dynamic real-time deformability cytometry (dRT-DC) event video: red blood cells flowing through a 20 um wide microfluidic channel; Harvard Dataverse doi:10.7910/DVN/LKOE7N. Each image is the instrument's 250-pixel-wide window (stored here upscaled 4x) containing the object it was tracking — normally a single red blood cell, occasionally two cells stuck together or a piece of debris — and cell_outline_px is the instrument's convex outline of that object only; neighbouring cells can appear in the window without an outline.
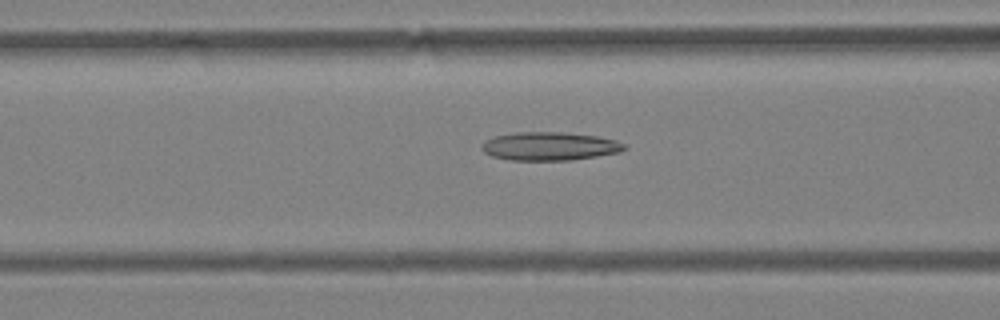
{"species": "Egyptian fruit bat (a non-hibernating species)", "species_latin": "Rousettus aegyptiacus", "temperature_condition": "warm", "stored_images_in_passage": 41, "camera_frame_rate_fps": 3000, "um_per_image_px": 0.085, "animal": {"sex": "female"}, "frame": {"image": 1, "passage_image": 9, "time_ms": 2.667, "image_size_px": [1000, 320], "cell_outline_px": [[628, 148], [620, 152], [572, 160], [508, 160], [492, 156], [484, 152], [480, 148], [480, 144], [484, 140], [496, 136], [516, 132], [560, 132], [596, 136], [616, 140], [628, 144]], "centroid_in_image_um": [46.72, 12.43], "position_along_channel_um": 119.9, "area_um2": 23.76}}
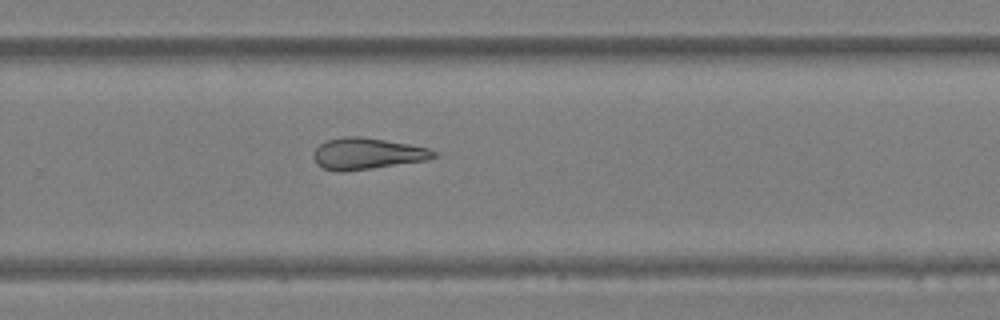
{"frame": {"image": 2, "passage_image": 23, "time_ms": 7.333, "image_size_px": [1000, 320], "cell_outline_px": [[436, 156], [428, 160], [344, 172], [340, 172], [324, 168], [316, 164], [312, 156], [316, 148], [320, 144], [328, 140], [344, 136], [360, 136], [408, 144], [428, 148], [436, 152]], "centroid_in_image_um": [31.18, 13.06], "position_along_channel_um": 298.6, "area_um2": 21.91}}
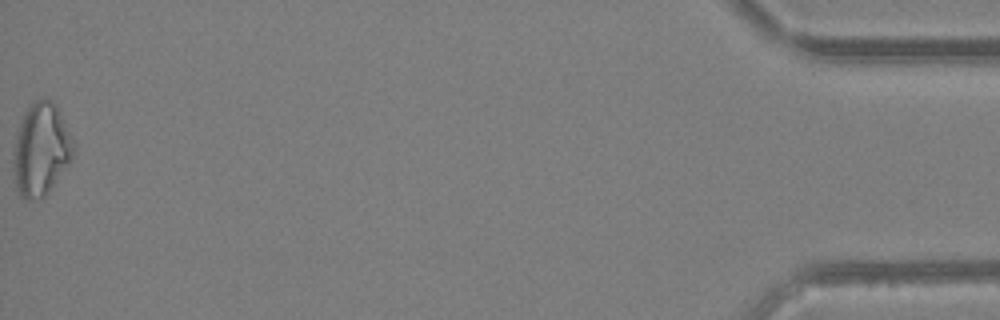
{"frame": {"image": 3, "passage_image": 41, "time_ms": 13.333, "image_size_px": [1000, 320], "cell_outline_px": [[76, 152], [68, 164], [44, 196], [40, 200], [24, 200], [20, 196], [16, 188], [12, 168], [12, 152], [16, 132], [24, 112], [28, 104], [36, 100], [52, 100], [56, 104], [60, 112], [76, 148]], "centroid_in_image_um": [3.45, 12.71], "position_along_channel_um": 431.8, "area_um2": 32.77}, "authors_computed_cell_mechanics": {"area_um2": 23.5824, "velocity_mm_per_s": 3.8403, "shape_relaxation_time_tau1_ms": null, "shape_relaxation_time_tau2_ms": 5.0549, "deformation_change_tau1": null, "deformation_change_tau2": 0.1649}}